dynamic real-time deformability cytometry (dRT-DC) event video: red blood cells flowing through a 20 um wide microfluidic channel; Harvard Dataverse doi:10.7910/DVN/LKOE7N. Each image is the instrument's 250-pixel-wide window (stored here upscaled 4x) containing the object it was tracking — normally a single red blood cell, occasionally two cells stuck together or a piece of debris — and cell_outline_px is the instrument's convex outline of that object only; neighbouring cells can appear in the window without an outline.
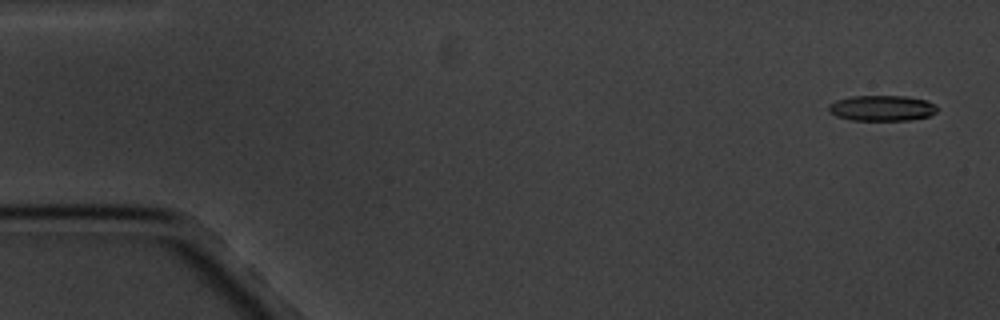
{"species": "common noctule bat (a hibernating species)", "species_latin": "Nyctalus noctula", "temperature_condition": "cold", "stored_images_in_passage": 5, "camera_frame_rate_fps": 3000, "um_per_image_px": 0.085, "animal": {"sex": "male", "body_mass_g": 20.1, "forearm_length_mm": 53.5}, "frame": {"image": 1, "passage_image": 1, "time_ms": 0.0, "image_size_px": [1000, 320], "cell_outline_px": [[936, 112], [928, 116], [908, 120], [852, 120], [836, 116], [828, 112], [828, 104], [836, 100], [852, 96], [904, 96], [928, 100], [936, 104]], "centroid_in_image_um": [74.94, 9.18], "position_along_channel_um": 10.1, "area_um2": 16.24}}
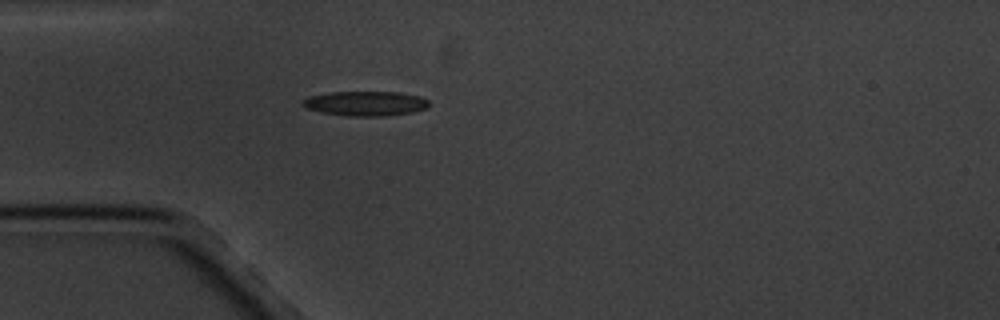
{"frame": {"image": 2, "passage_image": 5, "time_ms": 4.667, "image_size_px": [1000, 320], "cell_outline_px": [[428, 108], [412, 112], [388, 116], [348, 116], [320, 112], [308, 108], [300, 104], [308, 96], [328, 92], [400, 92], [420, 96], [428, 100]], "centroid_in_image_um": [31.07, 8.79], "position_along_channel_um": 53.9, "area_um2": 18.26}}